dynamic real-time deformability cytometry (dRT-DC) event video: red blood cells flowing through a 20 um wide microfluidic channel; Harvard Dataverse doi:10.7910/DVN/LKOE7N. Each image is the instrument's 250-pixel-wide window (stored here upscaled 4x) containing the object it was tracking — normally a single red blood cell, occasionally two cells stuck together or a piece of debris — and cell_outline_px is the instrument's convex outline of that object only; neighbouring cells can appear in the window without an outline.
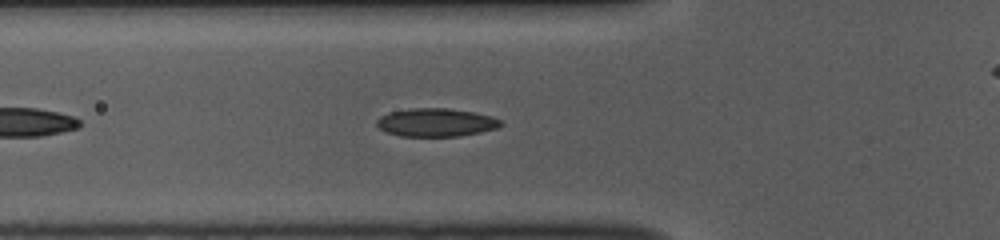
{"species": "common noctule bat (a hibernating species)", "species_latin": "Nyctalus noctula", "temperature_condition": "room temperature", "stored_images_in_passage": 43, "camera_frame_rate_fps": 3000, "um_per_image_px": 0.085, "animal": {"sex": "female", "body_mass_g": 10.0, "forearm_length_mm": 53.1}, "frame": {"image": 1, "passage_image": 7, "time_ms": 2.0, "image_size_px": [1000, 240], "cell_outline_px": [[504, 124], [496, 128], [480, 132], [460, 136], [400, 136], [384, 132], [376, 124], [376, 120], [380, 116], [388, 112], [412, 108], [448, 108], [472, 112], [492, 116], [500, 120]], "centroid_in_image_um": [37.03, 10.41], "position_along_channel_um": 88.8, "area_um2": 20.46}}
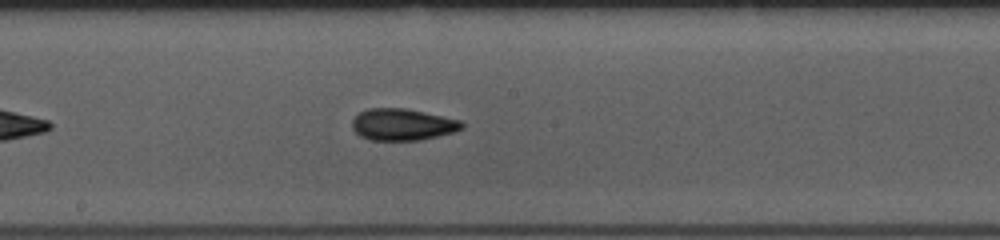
{"frame": {"image": 2, "passage_image": 17, "time_ms": 5.333, "image_size_px": [1000, 240], "cell_outline_px": [[464, 128], [452, 132], [420, 140], [368, 140], [360, 136], [352, 128], [352, 120], [360, 112], [368, 108], [408, 108], [460, 120], [464, 124]], "centroid_in_image_um": [34.2, 10.58], "position_along_channel_um": 214.0, "area_um2": 20.29}}
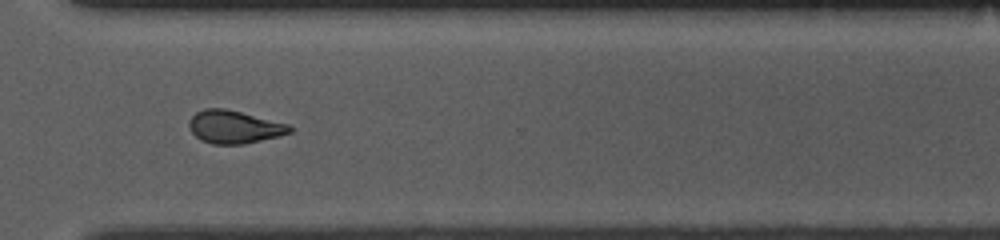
{"frame": {"image": 3, "passage_image": 28, "time_ms": 9.0, "image_size_px": [1000, 240], "cell_outline_px": [[292, 132], [280, 136], [244, 144], [212, 144], [200, 140], [192, 132], [188, 124], [188, 120], [196, 112], [204, 108], [224, 108], [292, 124]], "centroid_in_image_um": [19.93, 10.78], "position_along_channel_um": 350.7, "area_um2": 19.54}, "authors_computed_cell_mechanics": {"area_um2": 19.8254, "velocity_mm_per_s": 3.7405, "shape_relaxation_time_tau1_ms": 4.8559, "shape_relaxation_time_tau2_ms": 3.2953, "deformation_change_tau1": 0.1232, "deformation_change_tau2": 0.1019}}